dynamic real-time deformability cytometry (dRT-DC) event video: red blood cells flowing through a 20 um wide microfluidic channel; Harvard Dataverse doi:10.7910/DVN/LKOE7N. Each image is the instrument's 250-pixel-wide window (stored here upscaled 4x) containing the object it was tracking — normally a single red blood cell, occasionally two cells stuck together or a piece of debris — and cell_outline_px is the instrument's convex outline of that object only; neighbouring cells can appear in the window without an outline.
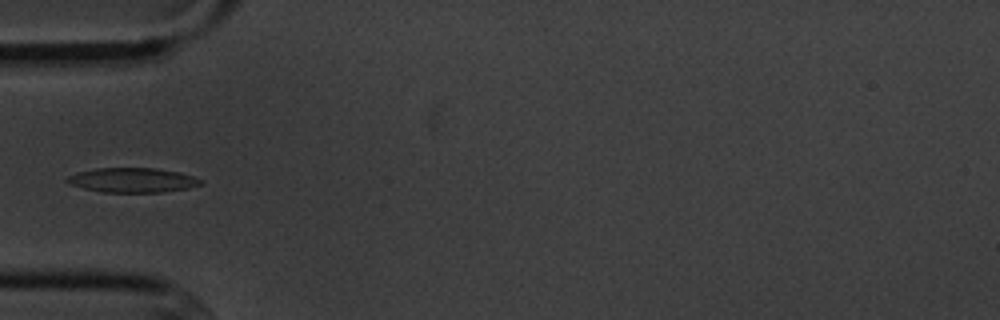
{"species": "common noctule bat (a hibernating species)", "species_latin": "Nyctalus noctula", "temperature_condition": "cold", "stored_images_in_passage": 6, "camera_frame_rate_fps": 3000, "um_per_image_px": 0.085, "animal": {"sex": "male", "body_mass_g": 20.1, "forearm_length_mm": 53.5}, "frame": {"image": 1, "passage_image": 5, "time_ms": 4.667, "image_size_px": [1000, 320], "cell_outline_px": [[204, 184], [188, 188], [164, 192], [104, 192], [84, 188], [68, 184], [64, 180], [68, 176], [76, 172], [96, 168], [156, 168], [180, 172], [204, 180]], "centroid_in_image_um": [11.27, 15.31], "position_along_channel_um": 73.7, "area_um2": 19.31}}
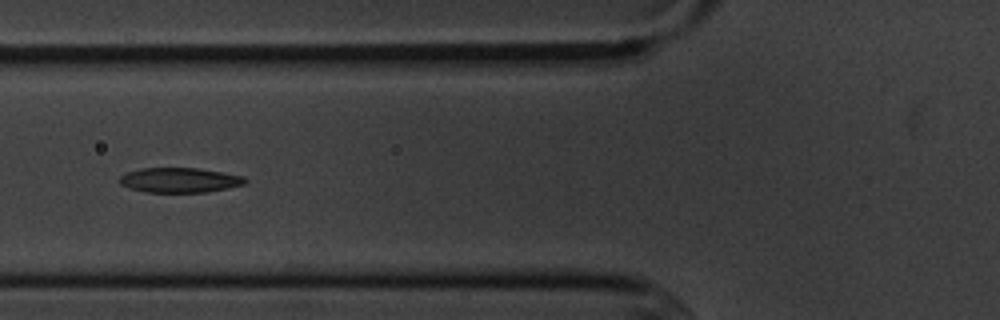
{"frame": {"image": 2, "passage_image": 6, "time_ms": 5.667, "image_size_px": [1000, 320], "cell_outline_px": [[248, 180], [244, 184], [228, 188], [208, 192], [144, 192], [128, 188], [120, 184], [116, 180], [124, 172], [140, 168], [196, 168], [224, 172], [244, 176]], "centroid_in_image_um": [15.22, 15.31], "position_along_channel_um": 110.6, "area_um2": 18.5}}